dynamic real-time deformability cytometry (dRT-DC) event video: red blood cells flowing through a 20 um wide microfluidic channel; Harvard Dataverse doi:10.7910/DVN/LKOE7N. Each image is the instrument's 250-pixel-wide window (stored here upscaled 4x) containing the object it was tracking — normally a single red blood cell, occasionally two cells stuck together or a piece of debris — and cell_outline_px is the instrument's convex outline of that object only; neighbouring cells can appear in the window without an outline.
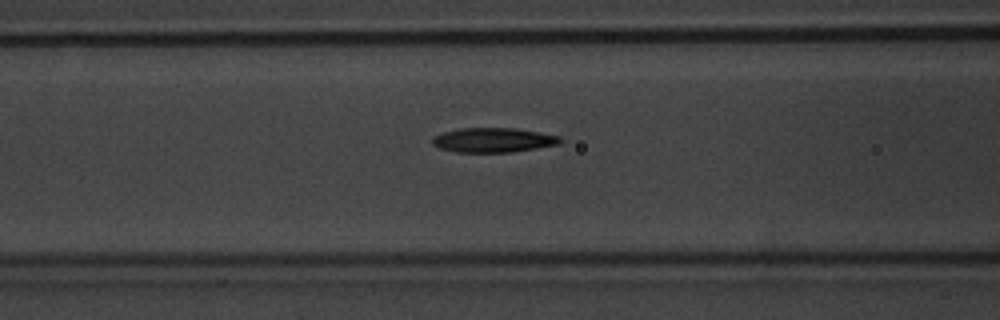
{"species": "common noctule bat (a hibernating species)", "species_latin": "Nyctalus noctula", "temperature_condition": "warm", "stored_images_in_passage": 37, "camera_frame_rate_fps": 3000, "um_per_image_px": 0.085, "animal": {"sex": "male", "body_mass_g": 20.1, "forearm_length_mm": 53.5}, "frame": {"image": 1, "passage_image": 8, "time_ms": 2.333, "image_size_px": [1000, 320], "cell_outline_px": [[564, 140], [560, 144], [512, 152], [456, 152], [440, 148], [432, 144], [432, 136], [444, 132], [460, 128], [516, 128], [560, 136]], "centroid_in_image_um": [41.94, 11.9], "position_along_channel_um": 124.7, "area_um2": 18.32}}
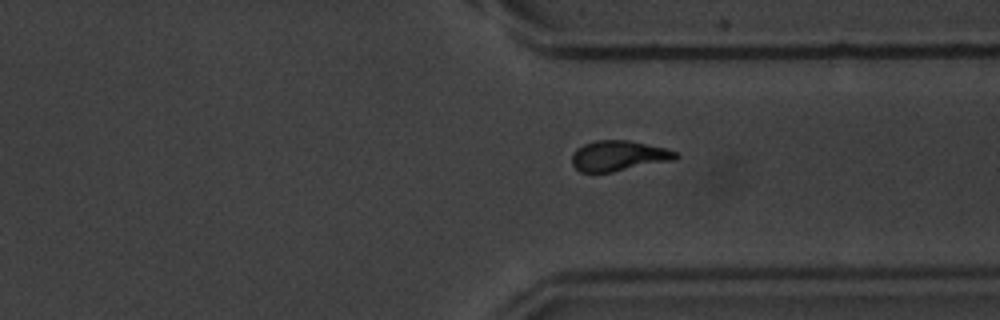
{"frame": {"image": 2, "passage_image": 27, "time_ms": 8.667, "image_size_px": [1000, 320], "cell_outline_px": [[680, 156], [676, 160], [612, 172], [580, 172], [572, 164], [572, 156], [576, 148], [584, 144], [596, 140], [628, 140], [664, 148], [676, 152]], "centroid_in_image_um": [52.59, 13.25], "position_along_channel_um": 358.8, "area_um2": 18.38}}
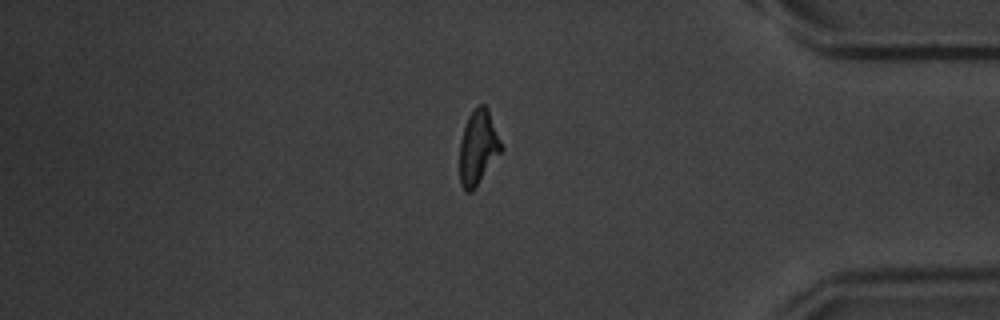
{"frame": {"image": 3, "passage_image": 32, "time_ms": 10.333, "image_size_px": [1000, 320], "cell_outline_px": [[504, 148], [472, 192], [464, 192], [460, 184], [460, 140], [468, 116], [480, 104], [484, 104], [488, 108]], "centroid_in_image_um": [40.64, 12.55], "position_along_channel_um": 394.6, "area_um2": 18.03}, "authors_computed_cell_mechanics": {"area_um2": 18.3804, "velocity_mm_per_s": 3.707, "shape_relaxation_time_tau1_ms": 3.6965, "shape_relaxation_time_tau2_ms": 2.4348, "deformation_change_tau1": 0.1925, "deformation_change_tau2": 0.1095}}